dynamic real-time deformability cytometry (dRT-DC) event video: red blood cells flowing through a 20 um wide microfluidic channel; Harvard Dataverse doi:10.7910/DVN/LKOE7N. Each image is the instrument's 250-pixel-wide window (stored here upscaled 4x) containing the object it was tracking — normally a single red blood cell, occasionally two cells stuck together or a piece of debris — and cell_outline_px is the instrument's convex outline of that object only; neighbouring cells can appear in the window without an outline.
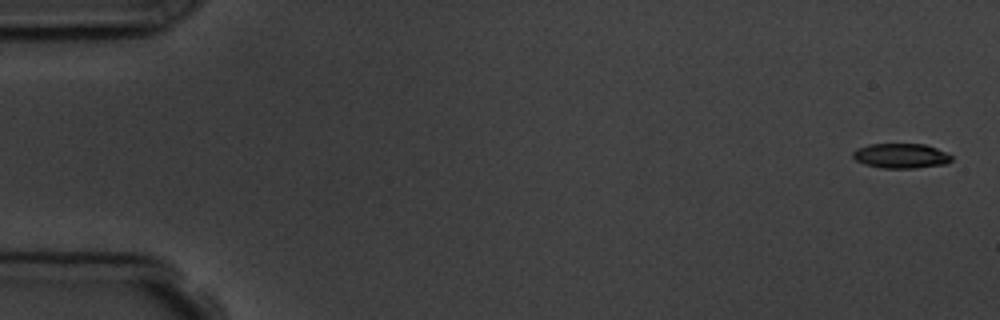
{"species": "common noctule bat (a hibernating species)", "species_latin": "Nyctalus noctula", "temperature_condition": "room temperature", "stored_images_in_passage": 5, "camera_frame_rate_fps": 3000, "um_per_image_px": 0.085, "animal": {"sex": "male", "body_mass_g": 19.5, "forearm_length_mm": 54.6}, "frame": {"image": 1, "passage_image": 1, "time_ms": 0.0, "image_size_px": [1000, 320], "cell_outline_px": [[952, 160], [948, 164], [916, 168], [880, 168], [864, 164], [856, 160], [852, 156], [852, 152], [856, 148], [868, 144], [924, 144], [948, 152], [952, 156]], "centroid_in_image_um": [76.59, 13.25], "position_along_channel_um": 8.4, "area_um2": 14.51}}
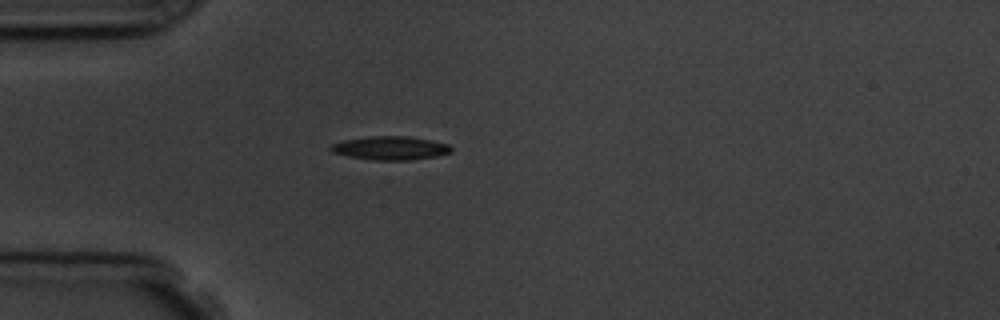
{"frame": {"image": 2, "passage_image": 5, "time_ms": 4.667, "image_size_px": [1000, 320], "cell_outline_px": [[452, 152], [436, 156], [408, 160], [372, 160], [348, 156], [332, 152], [328, 148], [332, 144], [344, 140], [368, 136], [412, 136], [432, 140], [448, 144], [452, 148]], "centroid_in_image_um": [33.18, 12.58], "position_along_channel_um": 51.8, "area_um2": 16.65}}